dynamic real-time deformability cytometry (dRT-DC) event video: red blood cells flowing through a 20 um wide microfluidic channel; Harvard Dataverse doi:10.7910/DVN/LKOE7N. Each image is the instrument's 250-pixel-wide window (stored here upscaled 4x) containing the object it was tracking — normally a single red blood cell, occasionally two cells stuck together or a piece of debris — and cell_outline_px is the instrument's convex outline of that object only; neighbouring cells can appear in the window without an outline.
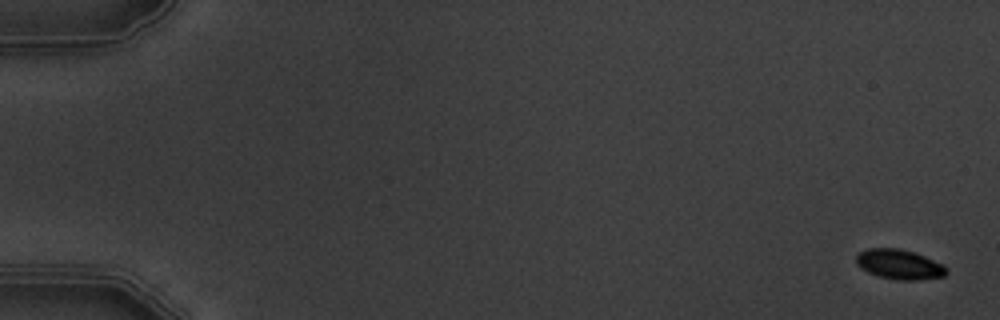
{"species": "common noctule bat (a hibernating species)", "species_latin": "Nyctalus noctula", "temperature_condition": "warm", "stored_images_in_passage": 5, "camera_frame_rate_fps": 3000, "um_per_image_px": 0.085, "animal": {"sex": "male", "body_mass_g": 19.5, "forearm_length_mm": 54.6}, "frame": {"image": 1, "passage_image": 1, "time_ms": 0.0, "image_size_px": [1000, 320], "cell_outline_px": [[948, 272], [944, 276], [916, 280], [900, 280], [880, 276], [868, 272], [860, 268], [856, 264], [856, 256], [860, 252], [868, 248], [900, 248], [916, 252], [948, 268]], "centroid_in_image_um": [76.43, 22.46], "position_along_channel_um": 8.6, "area_um2": 15.61}}
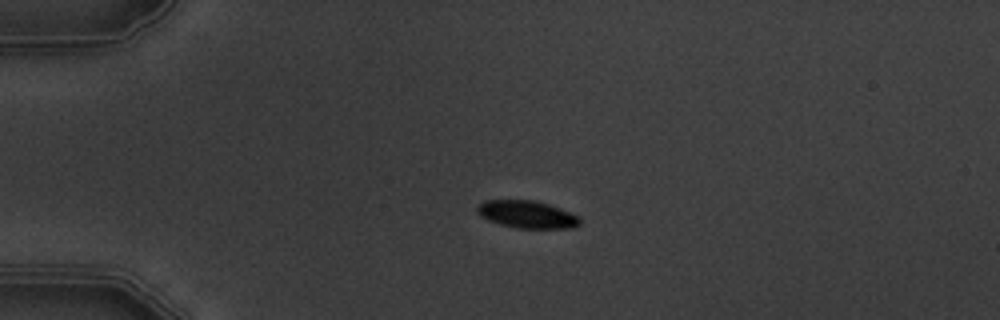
{"frame": {"image": 2, "passage_image": 4, "time_ms": 4.333, "image_size_px": [1000, 320], "cell_outline_px": [[580, 224], [572, 228], [516, 228], [500, 224], [488, 220], [480, 216], [476, 212], [476, 208], [484, 200], [536, 200], [560, 208], [580, 216]], "centroid_in_image_um": [44.79, 18.22], "position_along_channel_um": 40.2, "area_um2": 16.53}}